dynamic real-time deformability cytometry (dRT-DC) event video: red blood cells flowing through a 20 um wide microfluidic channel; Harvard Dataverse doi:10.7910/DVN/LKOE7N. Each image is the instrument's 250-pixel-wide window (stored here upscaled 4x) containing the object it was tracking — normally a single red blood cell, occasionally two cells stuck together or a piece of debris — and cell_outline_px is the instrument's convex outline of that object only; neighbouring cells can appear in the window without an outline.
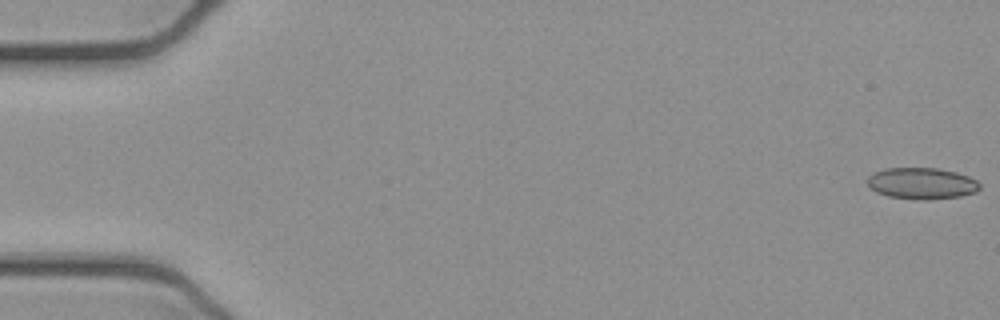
{"species": "common noctule bat (a hibernating species)", "species_latin": "Nyctalus noctula", "temperature_condition": "cold", "stored_images_in_passage": 16, "camera_frame_rate_fps": 3000, "um_per_image_px": 0.085, "animal": {"sex": "female", "body_mass_g": 21.9}, "frame": {"image": 1, "passage_image": 1, "time_ms": 0.0, "image_size_px": [1000, 320], "cell_outline_px": [[980, 188], [976, 192], [960, 196], [928, 200], [916, 200], [888, 196], [876, 192], [868, 184], [868, 176], [872, 172], [884, 168], [936, 168], [956, 172], [968, 176], [976, 180], [980, 184]], "centroid_in_image_um": [78.34, 15.59], "position_along_channel_um": 6.7, "area_um2": 20.69}}